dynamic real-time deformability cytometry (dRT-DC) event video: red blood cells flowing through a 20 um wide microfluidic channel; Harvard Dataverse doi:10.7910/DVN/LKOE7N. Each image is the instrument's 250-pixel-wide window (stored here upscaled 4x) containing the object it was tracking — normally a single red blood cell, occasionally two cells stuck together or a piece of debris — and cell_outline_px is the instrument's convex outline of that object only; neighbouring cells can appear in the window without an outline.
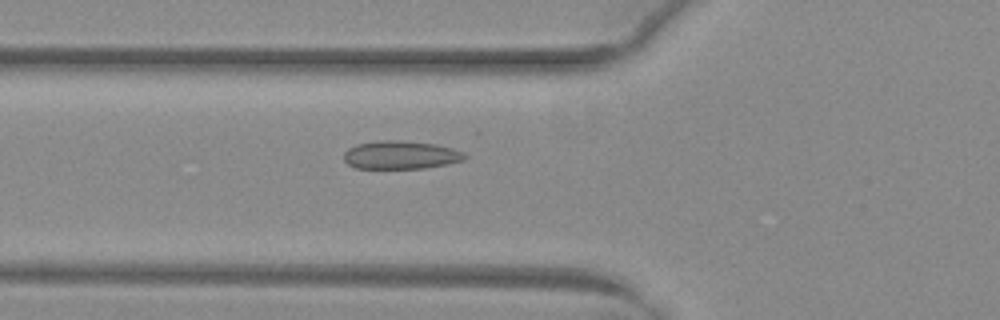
{"species": "common noctule bat (a hibernating species)", "species_latin": "Nyctalus noctula", "temperature_condition": "warm", "stored_images_in_passage": 35, "camera_frame_rate_fps": 3000, "um_per_image_px": 0.085, "animal": {"sex": "female", "body_mass_g": 29.2, "forearm_length_mm": 56.3}, "frame": {"image": 1, "passage_image": 3, "time_ms": 0.667, "image_size_px": [1000, 320], "cell_outline_px": [[468, 156], [464, 160], [448, 164], [424, 168], [356, 168], [348, 164], [344, 160], [344, 152], [348, 148], [356, 144], [380, 140], [396, 140], [436, 144], [452, 148], [464, 152]], "centroid_in_image_um": [34.07, 13.17], "position_along_channel_um": 91.7, "area_um2": 19.94}}
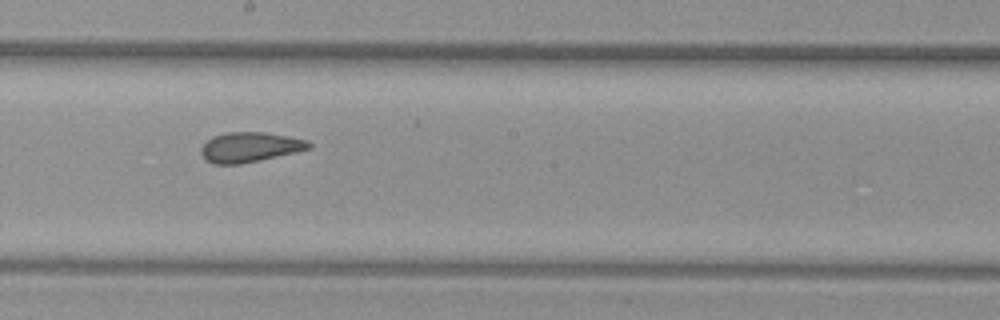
{"frame": {"image": 2, "passage_image": 13, "time_ms": 4.0, "image_size_px": [1000, 320], "cell_outline_px": [[312, 148], [296, 152], [260, 160], [240, 164], [212, 164], [204, 160], [200, 152], [200, 148], [212, 136], [228, 132], [264, 132], [288, 136], [308, 140], [312, 144]], "centroid_in_image_um": [21.23, 12.51], "position_along_channel_um": 227.0, "area_um2": 18.96}}
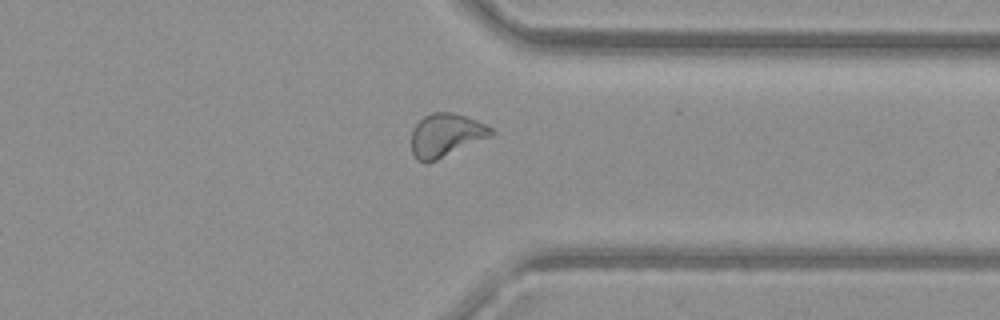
{"frame": {"image": 3, "passage_image": 24, "time_ms": 7.667, "image_size_px": [1000, 320], "cell_outline_px": [[496, 132], [492, 136], [428, 164], [424, 164], [416, 160], [412, 152], [412, 128], [424, 116], [432, 112], [452, 112], [464, 116], [484, 124], [492, 128]], "centroid_in_image_um": [37.88, 11.51], "position_along_channel_um": 373.5, "area_um2": 20.23}, "authors_computed_cell_mechanics": {"area_um2": 19.4786, "velocity_mm_per_s": 4.0465, "shape_relaxation_time_tau1_ms": null, "shape_relaxation_time_tau2_ms": 1.3148, "deformation_change_tau1": null, "deformation_change_tau2": 0.0628}}